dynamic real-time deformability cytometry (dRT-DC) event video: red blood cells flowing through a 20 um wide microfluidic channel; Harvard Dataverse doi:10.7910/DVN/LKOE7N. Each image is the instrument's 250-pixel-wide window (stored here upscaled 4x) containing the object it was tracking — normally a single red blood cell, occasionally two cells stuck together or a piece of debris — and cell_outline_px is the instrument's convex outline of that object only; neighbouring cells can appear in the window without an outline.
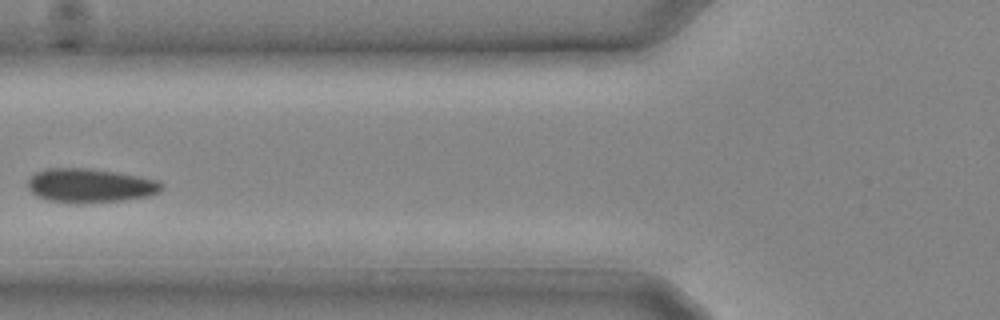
{"species": "common noctule bat (a hibernating species)", "species_latin": "Nyctalus noctula", "temperature_condition": "cold", "stored_images_in_passage": 25, "segment_of_instrument_passage": [1, 2], "camera_frame_rate_fps": 3000, "um_per_image_px": 0.085, "animal": {"sex": "male", "body_mass_g": 20.4}, "frame": {"image": 1, "passage_image": 9, "time_ms": 2.667, "image_size_px": [1000, 320], "cell_outline_px": [[164, 188], [160, 192], [148, 196], [120, 200], [48, 200], [36, 196], [28, 188], [28, 180], [36, 172], [44, 168], [88, 168], [120, 172], [160, 180], [164, 184]], "centroid_in_image_um": [7.72, 15.71], "position_along_channel_um": 118.1, "area_um2": 25.84}}
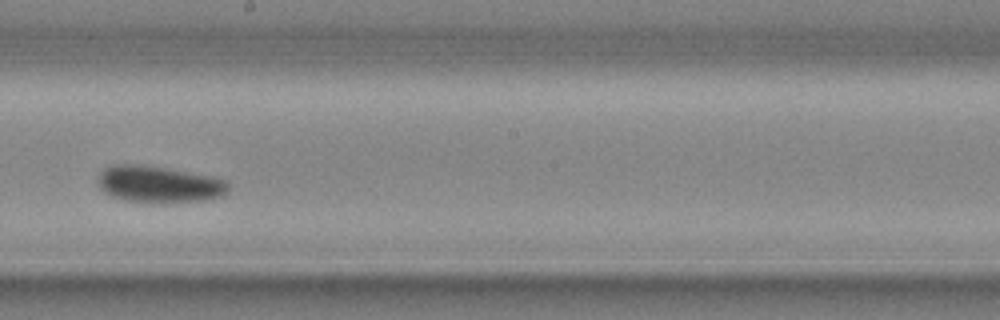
{"frame": {"image": 2, "passage_image": 14, "time_ms": 4.333, "image_size_px": [1000, 320], "cell_outline_px": [[228, 192], [220, 196], [208, 200], [168, 204], [152, 204], [124, 200], [112, 196], [104, 192], [100, 188], [100, 172], [104, 168], [112, 164], [144, 164], [212, 176], [228, 180]], "centroid_in_image_um": [13.54, 15.68], "position_along_channel_um": 234.7, "area_um2": 28.55}}
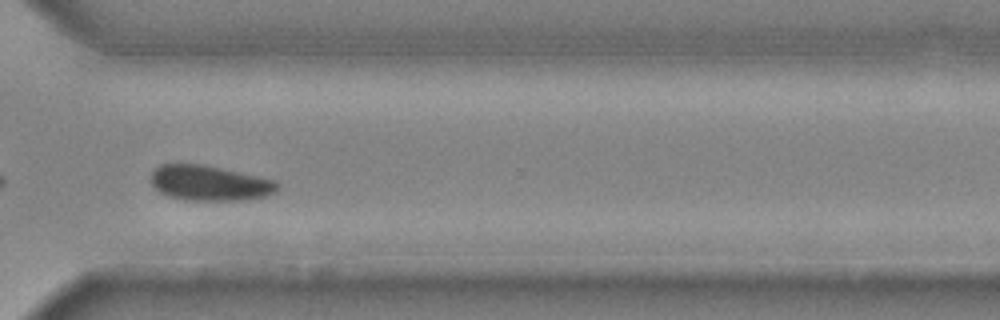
{"frame": {"image": 3, "passage_image": 19, "time_ms": 6.0, "image_size_px": [1000, 320], "cell_outline_px": [[280, 188], [276, 192], [264, 196], [244, 200], [184, 200], [168, 196], [160, 192], [152, 184], [152, 172], [160, 164], [204, 164], [260, 176], [276, 180], [280, 184]], "centroid_in_image_um": [17.86, 15.56], "position_along_channel_um": 352.7, "area_um2": 26.13}}